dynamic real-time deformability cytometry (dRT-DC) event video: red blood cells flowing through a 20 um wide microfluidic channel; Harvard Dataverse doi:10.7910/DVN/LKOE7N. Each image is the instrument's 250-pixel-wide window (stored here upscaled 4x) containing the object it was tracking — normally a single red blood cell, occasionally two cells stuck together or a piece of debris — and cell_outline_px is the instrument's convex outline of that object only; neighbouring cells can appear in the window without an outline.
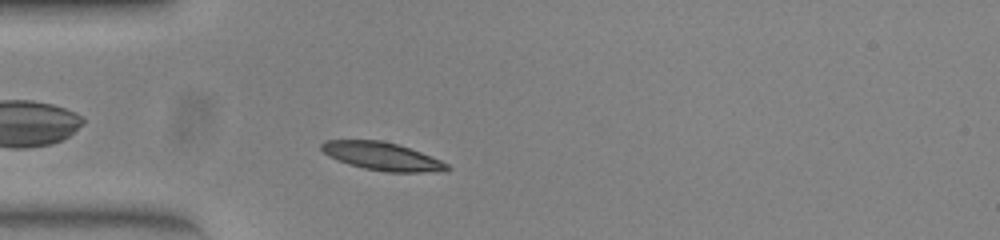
{"species": "common noctule bat (a hibernating species)", "species_latin": "Nyctalus noctula", "temperature_condition": "warm", "stored_images_in_passage": 36, "camera_frame_rate_fps": 3000, "um_per_image_px": 0.085, "animal": {"sex": "female", "body_mass_g": 23.0, "forearm_length_mm": 53.4}, "frame": {"image": 1, "passage_image": 3, "time_ms": 0.667, "image_size_px": [1000, 240], "cell_outline_px": [[452, 168], [436, 172], [388, 172], [364, 168], [348, 164], [328, 156], [320, 148], [320, 144], [324, 140], [380, 140], [396, 144], [420, 152], [440, 160], [448, 164]], "centroid_in_image_um": [32.45, 13.28], "position_along_channel_um": 52.6, "area_um2": 20.35}}
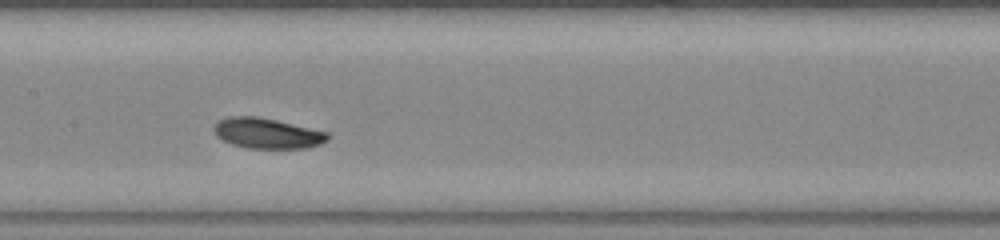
{"frame": {"image": 2, "passage_image": 14, "time_ms": 4.333, "image_size_px": [1000, 240], "cell_outline_px": [[328, 140], [320, 144], [304, 148], [248, 148], [232, 144], [216, 136], [212, 132], [212, 128], [220, 120], [228, 116], [256, 116], [276, 120], [328, 132]], "centroid_in_image_um": [22.68, 11.32], "position_along_channel_um": 184.7, "area_um2": 20.06}}
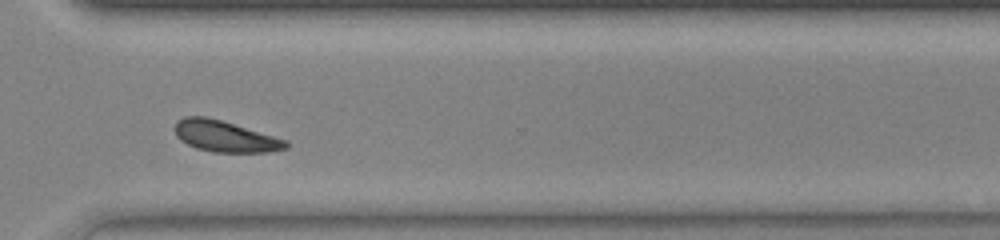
{"frame": {"image": 3, "passage_image": 27, "time_ms": 8.667, "image_size_px": [1000, 240], "cell_outline_px": [[288, 148], [268, 152], [212, 152], [196, 148], [180, 140], [176, 136], [176, 120], [184, 116], [204, 116], [220, 120], [288, 140]], "centroid_in_image_um": [19.13, 11.59], "position_along_channel_um": 351.5, "area_um2": 20.06}, "authors_computed_cell_mechanics": {"area_um2": 20.0855, "velocity_mm_per_s": 3.8394, "shape_relaxation_time_tau1_ms": 1.4651, "shape_relaxation_time_tau2_ms": null, "deformation_change_tau1": 0.0926, "deformation_change_tau2": null}}